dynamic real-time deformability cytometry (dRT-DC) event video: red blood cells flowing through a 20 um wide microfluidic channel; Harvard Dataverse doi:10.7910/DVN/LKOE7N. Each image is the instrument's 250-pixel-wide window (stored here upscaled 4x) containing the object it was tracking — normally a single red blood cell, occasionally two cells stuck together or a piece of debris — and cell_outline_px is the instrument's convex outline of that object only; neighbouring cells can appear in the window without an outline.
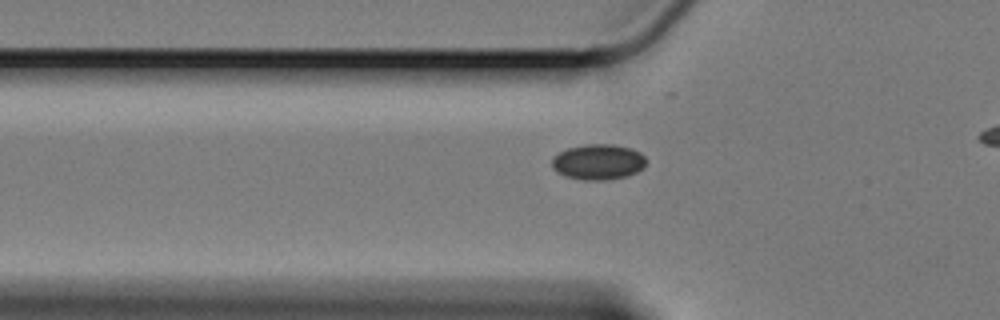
{"species": "Egyptian fruit bat (a non-hibernating species)", "species_latin": "Rousettus aegyptiacus", "temperature_condition": "cold", "stored_images_in_passage": 43, "camera_frame_rate_fps": 3000, "um_per_image_px": 0.085, "animal": {"sex": "female"}, "frame": {"image": 1, "passage_image": 10, "time_ms": 3.0, "image_size_px": [1000, 320], "cell_outline_px": [[644, 168], [628, 176], [604, 180], [584, 180], [564, 176], [556, 172], [552, 168], [552, 156], [568, 148], [584, 144], [612, 144], [632, 148], [640, 152], [644, 156]], "centroid_in_image_um": [50.82, 13.76], "position_along_channel_um": 75.0, "area_um2": 19.65}}
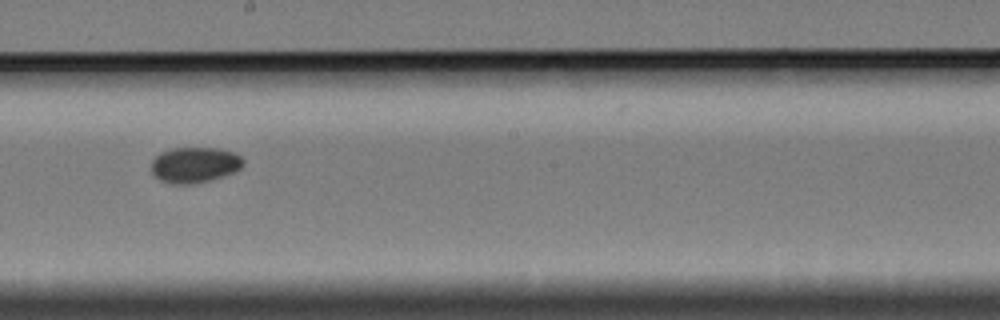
{"frame": {"image": 2, "passage_image": 24, "time_ms": 7.667, "image_size_px": [1000, 320], "cell_outline_px": [[244, 164], [236, 172], [208, 180], [192, 184], [172, 184], [160, 180], [152, 172], [152, 160], [160, 152], [172, 148], [220, 148], [232, 152], [240, 156], [244, 160]], "centroid_in_image_um": [16.55, 14.01], "position_along_channel_um": 231.7, "area_um2": 19.07}}
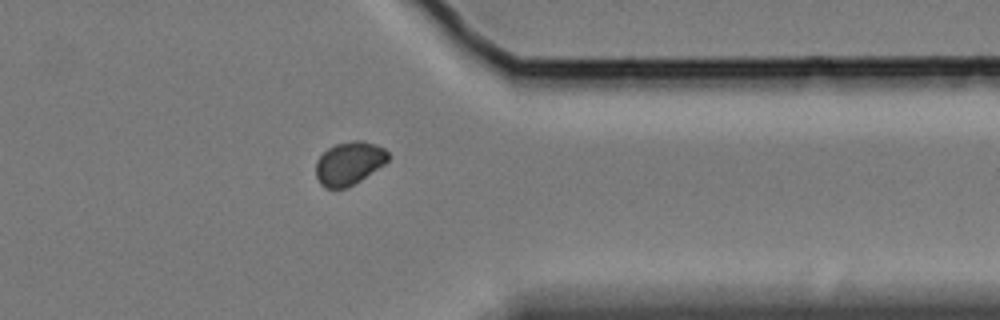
{"frame": {"image": 3, "passage_image": 38, "time_ms": 12.333, "image_size_px": [1000, 320], "cell_outline_px": [[392, 156], [384, 164], [348, 188], [324, 188], [320, 184], [316, 176], [316, 160], [328, 148], [336, 144], [352, 140], [360, 140], [376, 144], [384, 148]], "centroid_in_image_um": [29.68, 13.87], "position_along_channel_um": 381.7, "area_um2": 18.26}}